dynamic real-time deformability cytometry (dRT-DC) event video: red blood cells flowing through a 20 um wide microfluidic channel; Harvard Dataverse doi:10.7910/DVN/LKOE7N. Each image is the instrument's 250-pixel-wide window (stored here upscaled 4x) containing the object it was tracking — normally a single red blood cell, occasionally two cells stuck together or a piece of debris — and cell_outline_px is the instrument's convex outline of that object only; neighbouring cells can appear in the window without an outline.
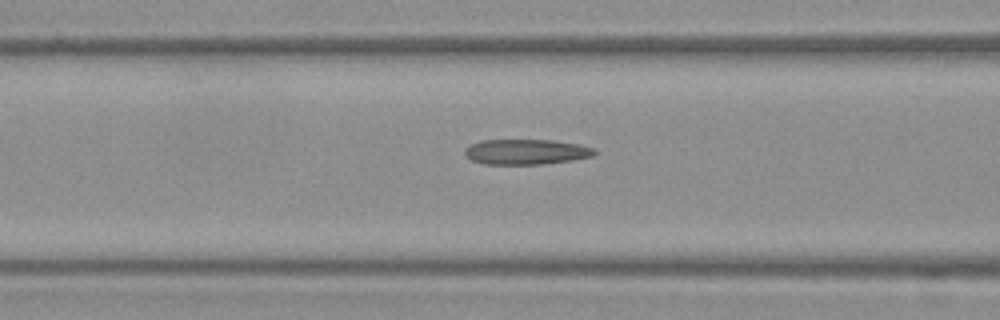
{"species": "Egyptian fruit bat (a non-hibernating species)", "species_latin": "Rousettus aegyptiacus", "temperature_condition": "warm", "stored_images_in_passage": 31, "camera_frame_rate_fps": 3000, "um_per_image_px": 0.085, "frame": {"image": 1, "passage_image": 17, "time_ms": 5.333, "image_size_px": [1000, 320], "cell_outline_px": [[596, 152], [592, 156], [572, 160], [540, 164], [484, 164], [472, 160], [464, 152], [464, 148], [480, 140], [552, 140], [580, 144], [596, 148]], "centroid_in_image_um": [44.74, 12.9], "position_along_channel_um": 121.9, "area_um2": 19.07}}
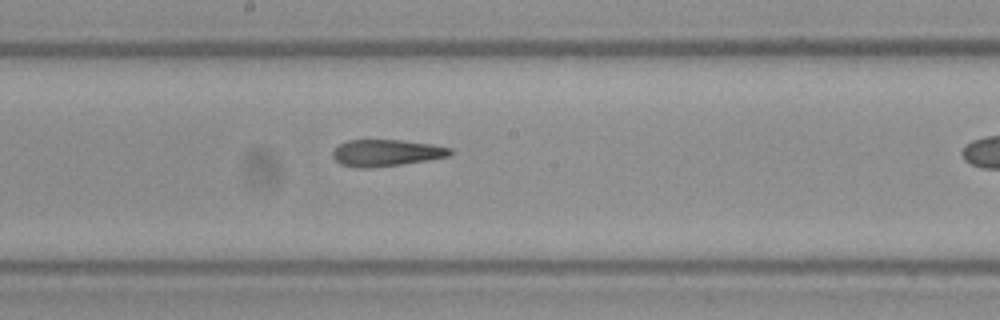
{"frame": {"image": 2, "passage_image": 24, "time_ms": 7.667, "image_size_px": [1000, 320], "cell_outline_px": [[452, 156], [428, 160], [400, 164], [368, 168], [356, 168], [340, 164], [332, 156], [332, 152], [340, 144], [348, 140], [400, 140], [432, 144], [452, 148]], "centroid_in_image_um": [32.85, 12.99], "position_along_channel_um": 215.3, "area_um2": 18.26}}
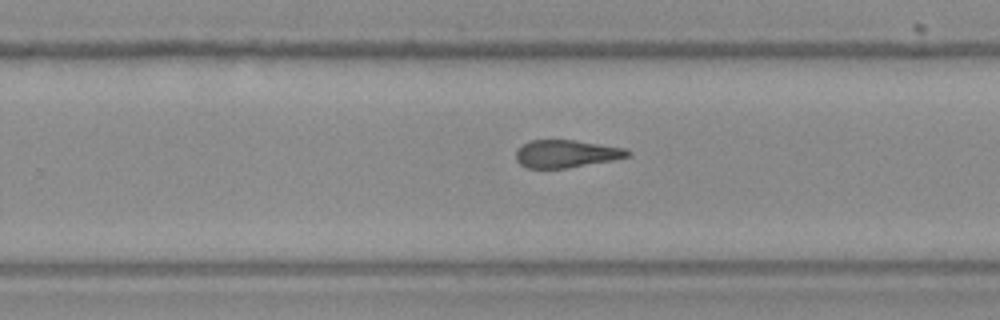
{"frame": {"image": 3, "passage_image": 29, "time_ms": 9.333, "image_size_px": [1000, 320], "cell_outline_px": [[632, 156], [616, 160], [568, 168], [528, 168], [520, 164], [516, 160], [516, 148], [528, 140], [572, 140], [628, 148], [632, 152]], "centroid_in_image_um": [48.17, 13.07], "position_along_channel_um": 281.6, "area_um2": 18.38}}